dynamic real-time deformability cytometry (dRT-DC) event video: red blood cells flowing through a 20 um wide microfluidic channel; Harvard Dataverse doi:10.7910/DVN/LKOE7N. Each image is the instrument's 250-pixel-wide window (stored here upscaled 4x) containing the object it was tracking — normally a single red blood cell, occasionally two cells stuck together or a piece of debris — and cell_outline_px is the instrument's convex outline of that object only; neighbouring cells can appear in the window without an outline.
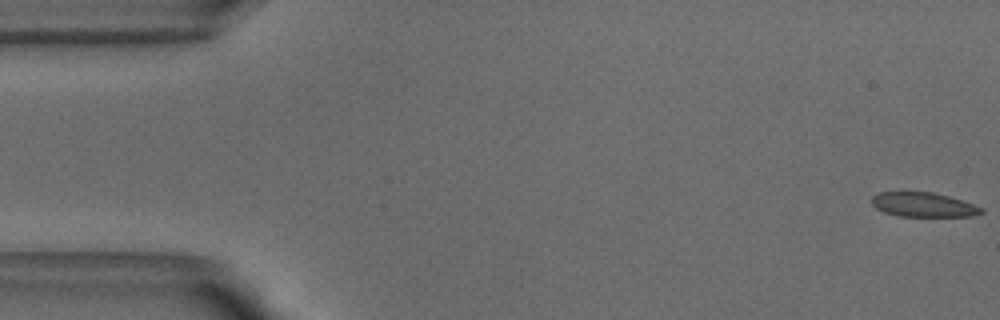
{"species": "common noctule bat (a hibernating species)", "species_latin": "Nyctalus noctula", "temperature_condition": "warm", "stored_images_in_passage": 53, "segment_of_instrument_passage": [1, 2], "camera_frame_rate_fps": 3000, "um_per_image_px": 0.085, "animal": {"sex": "male", "body_mass_g": 18.8}, "frame": {"image": 1, "passage_image": 1, "time_ms": 0.0, "image_size_px": [1000, 320], "cell_outline_px": [[984, 212], [972, 216], [896, 216], [884, 212], [876, 208], [872, 204], [872, 196], [880, 192], [932, 192], [948, 196], [984, 208]], "centroid_in_image_um": [78.47, 17.4], "position_along_channel_um": 6.5, "area_um2": 15.49}}
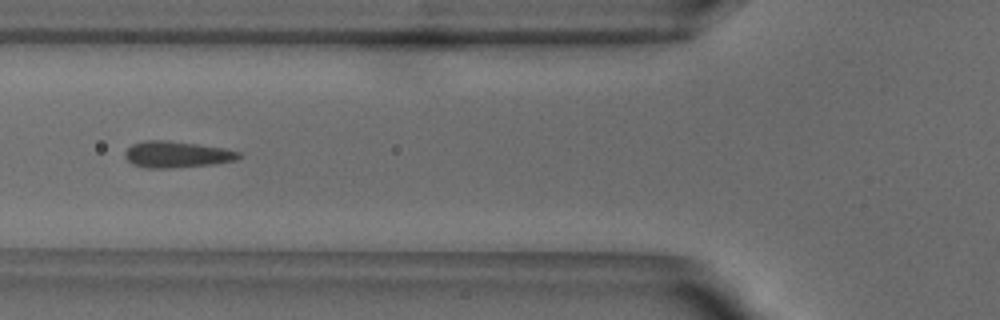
{"frame": {"image": 2, "passage_image": 19, "time_ms": 6.0, "image_size_px": [1000, 320], "cell_outline_px": [[240, 156], [236, 160], [212, 164], [172, 168], [144, 168], [132, 164], [124, 156], [124, 152], [132, 144], [144, 140], [164, 140], [196, 144], [224, 148], [240, 152]], "centroid_in_image_um": [14.98, 13.13], "position_along_channel_um": 110.8, "area_um2": 17.46}}
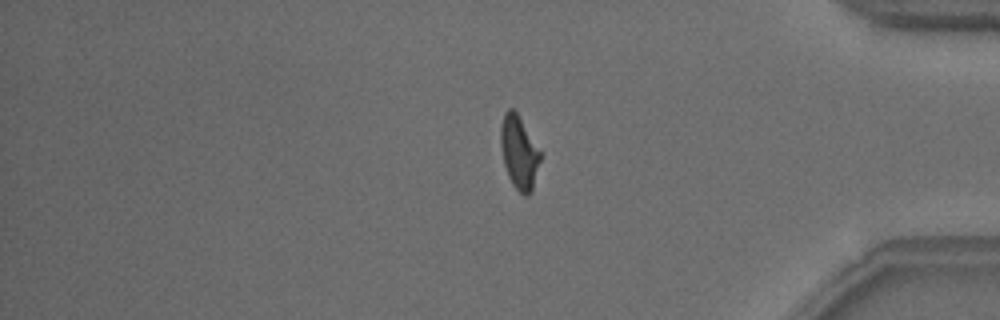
{"frame": {"image": 3, "passage_image": 43, "time_ms": 14.0, "image_size_px": [1000, 320], "cell_outline_px": [[540, 160], [532, 192], [528, 196], [524, 196], [512, 184], [508, 176], [504, 164], [500, 144], [500, 128], [504, 112], [508, 108], [512, 108], [516, 112], [540, 152]], "centroid_in_image_um": [44.1, 12.98], "position_along_channel_um": 391.1, "area_um2": 16.65}}